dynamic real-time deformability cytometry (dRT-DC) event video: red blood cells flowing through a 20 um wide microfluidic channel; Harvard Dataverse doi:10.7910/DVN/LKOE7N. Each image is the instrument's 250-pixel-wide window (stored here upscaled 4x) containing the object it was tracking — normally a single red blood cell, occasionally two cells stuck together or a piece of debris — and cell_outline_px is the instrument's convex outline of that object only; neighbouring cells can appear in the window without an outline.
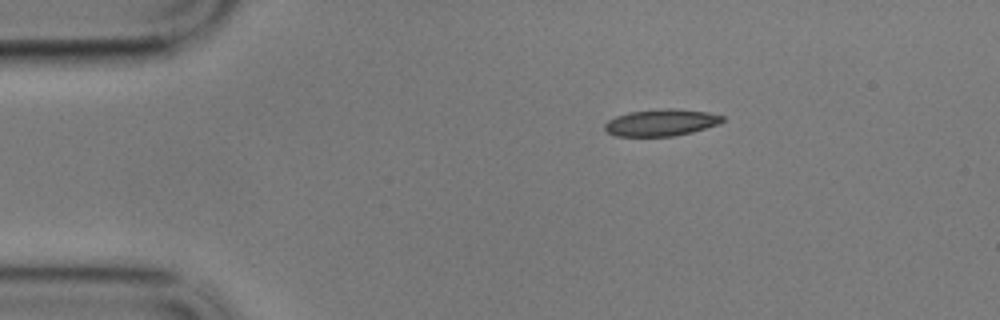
{"species": "common noctule bat (a hibernating species)", "species_latin": "Nyctalus noctula", "temperature_condition": "cold", "stored_images_in_passage": 49, "camera_frame_rate_fps": 3000, "um_per_image_px": 0.085, "animal": {"sex": "male", "body_mass_g": 17.9}, "frame": {"image": 1, "passage_image": 1, "time_ms": 0.0, "image_size_px": [1000, 320], "cell_outline_px": [[724, 120], [720, 124], [692, 132], [676, 136], [616, 136], [608, 132], [604, 128], [604, 124], [608, 120], [616, 116], [628, 112], [664, 108], [672, 108], [708, 112], [724, 116]], "centroid_in_image_um": [56.21, 10.41], "position_along_channel_um": 28.8, "area_um2": 18.5}}
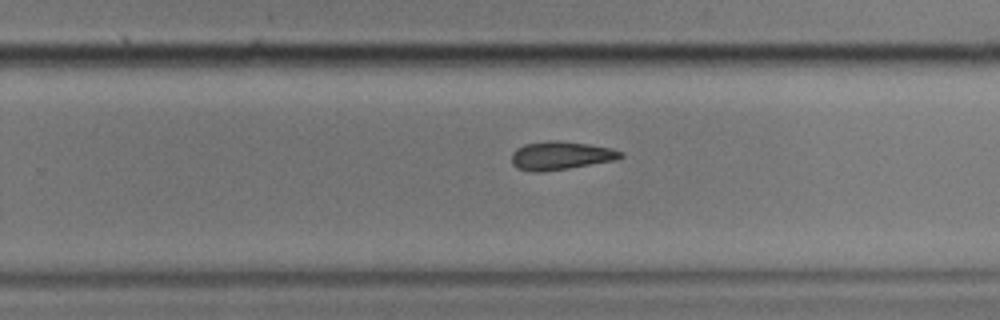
{"frame": {"image": 2, "passage_image": 28, "time_ms": 9.0, "image_size_px": [1000, 320], "cell_outline_px": [[624, 156], [616, 160], [544, 172], [532, 172], [516, 168], [512, 164], [512, 152], [516, 148], [524, 144], [548, 140], [560, 140], [588, 144], [612, 148], [624, 152]], "centroid_in_image_um": [47.65, 13.22], "position_along_channel_um": 282.1, "area_um2": 18.26}}
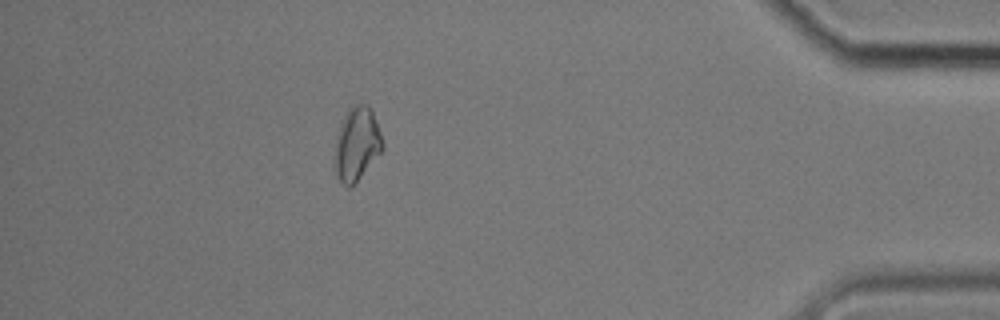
{"frame": {"image": 3, "passage_image": 43, "time_ms": 14.0, "image_size_px": [1000, 320], "cell_outline_px": [[384, 148], [360, 176], [348, 188], [336, 176], [332, 156], [336, 136], [340, 124], [348, 108], [352, 104], [368, 104], [372, 108], [384, 144]], "centroid_in_image_um": [30.29, 12.19], "position_along_channel_um": 404.9, "area_um2": 20.69}, "authors_computed_cell_mechanics": {"area_um2": 18.496, "velocity_mm_per_s": 3.3958, "shape_relaxation_time_tau1_ms": 5.3282, "shape_relaxation_time_tau2_ms": 5.3896, "deformation_change_tau1": 0.1092, "deformation_change_tau2": 0.1261}}